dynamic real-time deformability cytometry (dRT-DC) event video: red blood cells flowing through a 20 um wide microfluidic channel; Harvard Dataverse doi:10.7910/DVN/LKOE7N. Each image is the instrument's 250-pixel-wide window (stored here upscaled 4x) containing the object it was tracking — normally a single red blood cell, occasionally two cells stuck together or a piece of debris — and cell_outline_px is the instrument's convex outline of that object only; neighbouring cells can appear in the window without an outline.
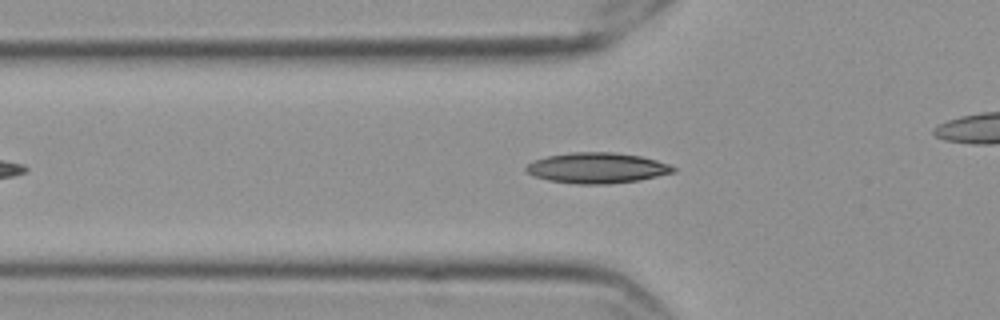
{"species": "Egyptian fruit bat (a non-hibernating species)", "species_latin": "Rousettus aegyptiacus", "temperature_condition": "cold", "stored_images_in_passage": 43, "camera_frame_rate_fps": 3000, "um_per_image_px": 0.085, "frame": {"image": 1, "passage_image": 5, "time_ms": 1.333, "image_size_px": [1000, 320], "cell_outline_px": [[676, 172], [640, 180], [608, 184], [576, 184], [548, 180], [532, 176], [524, 172], [524, 168], [532, 160], [548, 156], [568, 152], [616, 152], [640, 156], [656, 160], [668, 164], [676, 168]], "centroid_in_image_um": [50.71, 14.28], "position_along_channel_um": 75.1, "area_um2": 26.53}}
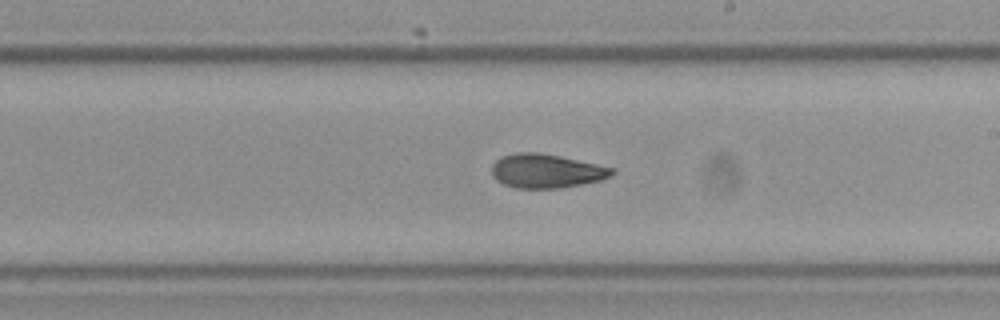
{"frame": {"image": 2, "passage_image": 19, "time_ms": 6.0, "image_size_px": [1000, 320], "cell_outline_px": [[616, 172], [612, 176], [600, 180], [560, 188], [516, 188], [504, 184], [492, 176], [492, 164], [500, 156], [516, 152], [540, 152], [560, 156], [616, 168]], "centroid_in_image_um": [46.44, 14.52], "position_along_channel_um": 242.6, "area_um2": 23.93}}
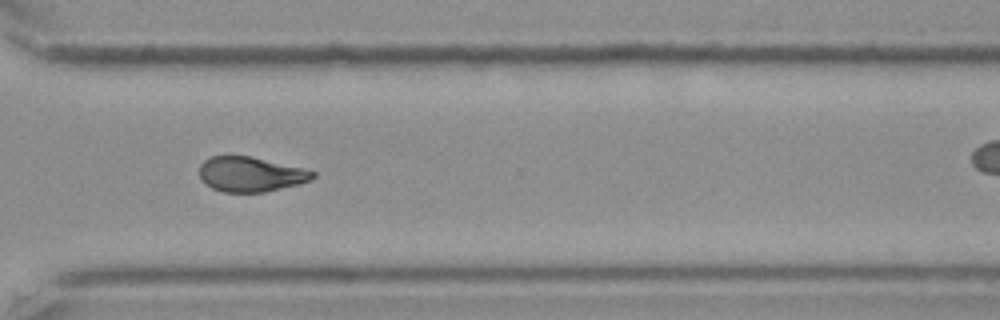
{"frame": {"image": 3, "passage_image": 28, "time_ms": 9.0, "image_size_px": [1000, 320], "cell_outline_px": [[316, 176], [312, 180], [300, 184], [264, 192], [224, 192], [212, 188], [200, 180], [200, 164], [204, 160], [212, 156], [248, 156], [300, 168], [316, 172]], "centroid_in_image_um": [21.28, 14.83], "position_along_channel_um": 349.3, "area_um2": 22.83}, "authors_computed_cell_mechanics": {"area_um2": 23.698, "velocity_mm_per_s": 3.5691, "shape_relaxation_time_tau1_ms": 8.3838, "shape_relaxation_time_tau2_ms": 3.6409, "deformation_change_tau1": 0.165, "deformation_change_tau2": 0.0796}}